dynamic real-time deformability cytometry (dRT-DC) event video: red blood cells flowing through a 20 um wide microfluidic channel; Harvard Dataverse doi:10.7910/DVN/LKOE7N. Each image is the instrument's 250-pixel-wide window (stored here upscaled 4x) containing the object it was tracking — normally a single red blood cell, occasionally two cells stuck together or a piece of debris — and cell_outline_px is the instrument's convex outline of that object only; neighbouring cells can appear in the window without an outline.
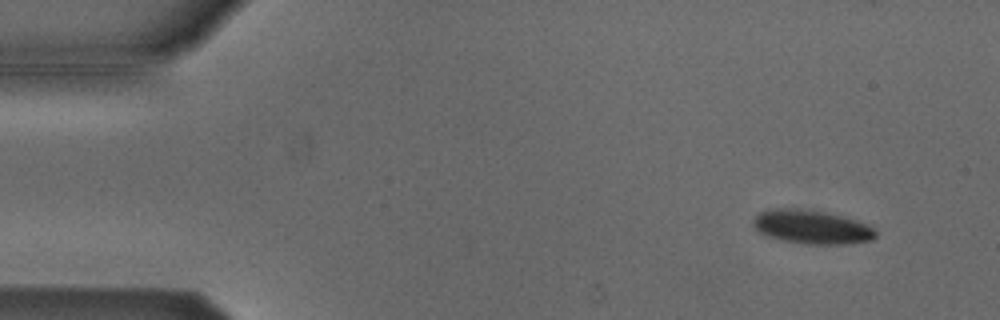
{"species": "Egyptian fruit bat (a non-hibernating species)", "species_latin": "Rousettus aegyptiacus", "temperature_condition": "cold", "stored_images_in_passage": 8, "camera_frame_rate_fps": 3000, "um_per_image_px": 0.085, "animal": {"sex": "male"}, "frame": {"image": 1, "passage_image": 5, "time_ms": 1.333, "image_size_px": [1000, 320], "cell_outline_px": [[876, 236], [872, 240], [844, 244], [804, 244], [780, 240], [764, 236], [752, 224], [752, 220], [760, 212], [776, 208], [792, 208], [828, 212], [844, 216], [868, 224], [876, 232]], "centroid_in_image_um": [68.99, 19.3], "position_along_channel_um": 16.0, "area_um2": 24.28}}